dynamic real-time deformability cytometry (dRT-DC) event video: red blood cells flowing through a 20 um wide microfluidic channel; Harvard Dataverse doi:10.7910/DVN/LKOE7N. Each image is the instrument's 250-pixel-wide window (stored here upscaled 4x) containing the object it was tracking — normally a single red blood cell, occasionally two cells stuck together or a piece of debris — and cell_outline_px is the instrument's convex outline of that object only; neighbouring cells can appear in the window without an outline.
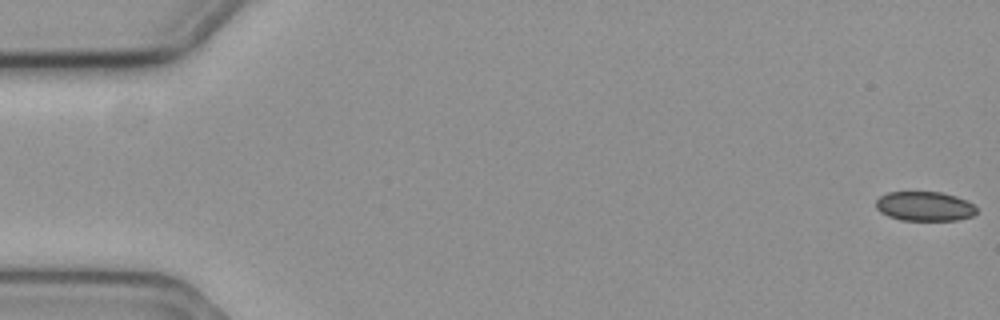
{"species": "common noctule bat (a hibernating species)", "species_latin": "Nyctalus noctula", "temperature_condition": "cold", "stored_images_in_passage": 58, "camera_frame_rate_fps": 3000, "um_per_image_px": 0.085, "animal": {"sex": "female", "body_mass_g": 19.3, "forearm_length_mm": 54.1}, "frame": {"image": 1, "passage_image": 1, "time_ms": 0.0, "image_size_px": [1000, 320], "cell_outline_px": [[976, 212], [972, 216], [956, 220], [900, 220], [888, 216], [880, 212], [876, 208], [876, 200], [880, 196], [888, 192], [944, 192], [956, 196], [972, 204], [976, 208]], "centroid_in_image_um": [78.56, 17.53], "position_along_channel_um": 6.4, "area_um2": 17.22}}
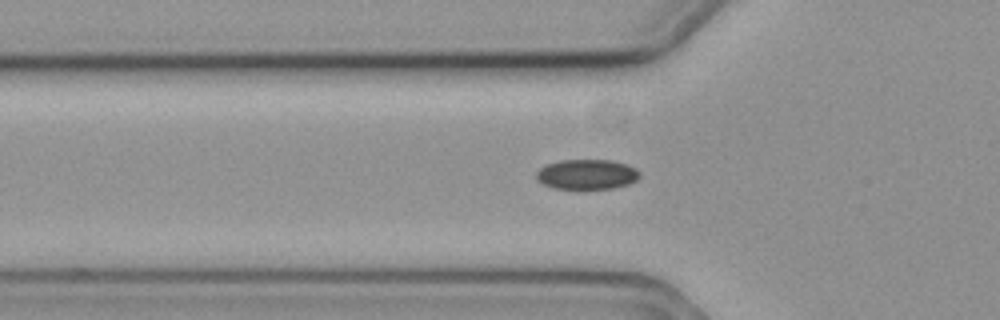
{"frame": {"image": 2, "passage_image": 20, "time_ms": 6.333, "image_size_px": [1000, 320], "cell_outline_px": [[640, 176], [636, 180], [628, 184], [612, 188], [552, 188], [536, 180], [536, 172], [540, 168], [548, 164], [560, 160], [612, 160], [636, 168], [640, 172]], "centroid_in_image_um": [49.87, 14.81], "position_along_channel_um": 75.9, "area_um2": 17.92}}
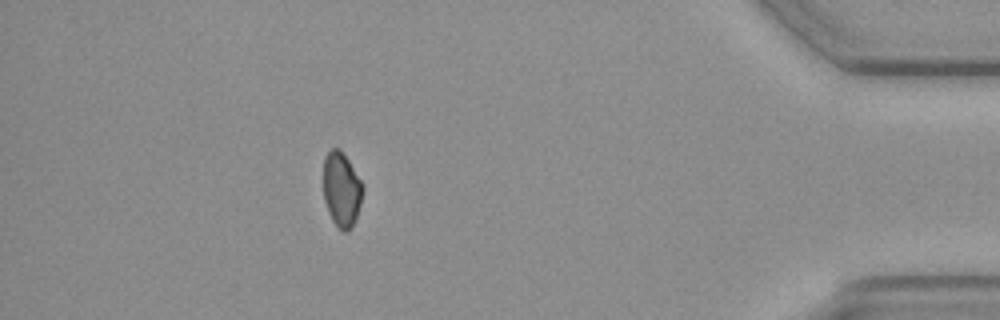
{"frame": {"image": 3, "passage_image": 52, "time_ms": 17.0, "image_size_px": [1000, 320], "cell_outline_px": [[364, 188], [360, 204], [352, 228], [348, 232], [344, 232], [336, 228], [328, 212], [324, 200], [324, 156], [332, 148], [340, 148], [364, 184]], "centroid_in_image_um": [29.04, 16.13], "position_along_channel_um": 406.2, "area_um2": 17.34}, "authors_computed_cell_mechanics": {"area_um2": 18.2937, "velocity_mm_per_s": 3.5999, "shape_relaxation_time_tau1_ms": 1.3888, "shape_relaxation_time_tau2_ms": null, "deformation_change_tau1": 0.0389, "deformation_change_tau2": null}}